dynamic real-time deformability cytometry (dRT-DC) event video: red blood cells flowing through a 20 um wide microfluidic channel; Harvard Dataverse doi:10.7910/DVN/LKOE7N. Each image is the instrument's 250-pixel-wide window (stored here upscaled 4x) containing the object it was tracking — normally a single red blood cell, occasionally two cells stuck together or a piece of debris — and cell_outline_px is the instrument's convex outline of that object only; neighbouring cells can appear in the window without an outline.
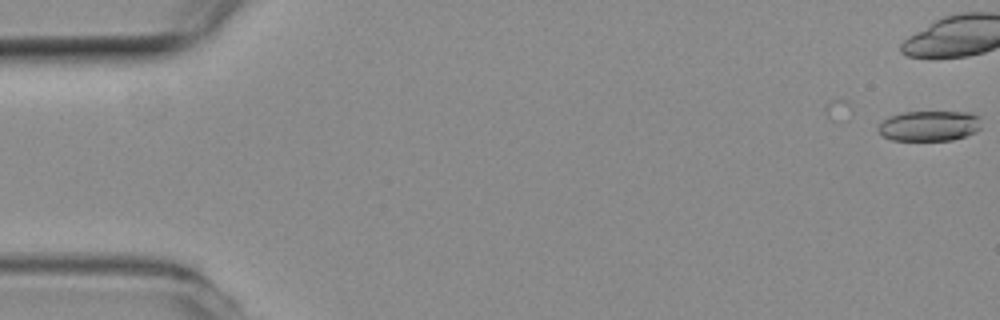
{"species": "common noctule bat (a hibernating species)", "species_latin": "Nyctalus noctula", "temperature_condition": "room temperature", "stored_images_in_passage": 5, "camera_frame_rate_fps": 3000, "um_per_image_px": 0.085, "animal": {"sex": "female", "body_mass_g": 19.3, "forearm_length_mm": 54.1}, "frame": {"image": 1, "passage_image": 5, "time_ms": 1.333, "image_size_px": [1000, 320], "cell_outline_px": [[980, 128], [976, 132], [952, 140], [892, 140], [884, 136], [876, 128], [884, 120], [892, 116], [904, 112], [972, 112], [980, 116]], "centroid_in_image_um": [79.03, 10.69], "position_along_channel_um": 6.0, "area_um2": 18.15}}